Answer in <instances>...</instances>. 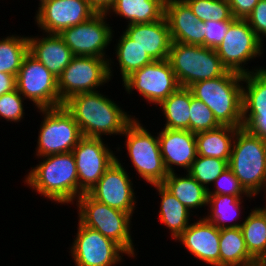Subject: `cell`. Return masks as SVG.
Returning <instances> with one entry per match:
<instances>
[{"label": "cell", "mask_w": 266, "mask_h": 266, "mask_svg": "<svg viewBox=\"0 0 266 266\" xmlns=\"http://www.w3.org/2000/svg\"><path fill=\"white\" fill-rule=\"evenodd\" d=\"M100 91L79 93L64 102L73 115L82 136L101 138L102 135H123L135 119Z\"/></svg>", "instance_id": "1"}, {"label": "cell", "mask_w": 266, "mask_h": 266, "mask_svg": "<svg viewBox=\"0 0 266 266\" xmlns=\"http://www.w3.org/2000/svg\"><path fill=\"white\" fill-rule=\"evenodd\" d=\"M43 159L28 172L24 182L51 201L73 203L78 199V175L73 153H59Z\"/></svg>", "instance_id": "2"}, {"label": "cell", "mask_w": 266, "mask_h": 266, "mask_svg": "<svg viewBox=\"0 0 266 266\" xmlns=\"http://www.w3.org/2000/svg\"><path fill=\"white\" fill-rule=\"evenodd\" d=\"M243 76L228 71L223 76L195 82L188 88L195 98L207 105L220 125L242 128Z\"/></svg>", "instance_id": "3"}, {"label": "cell", "mask_w": 266, "mask_h": 266, "mask_svg": "<svg viewBox=\"0 0 266 266\" xmlns=\"http://www.w3.org/2000/svg\"><path fill=\"white\" fill-rule=\"evenodd\" d=\"M234 138L228 167L244 190L254 197L262 189L266 190V139L243 127L236 131Z\"/></svg>", "instance_id": "4"}, {"label": "cell", "mask_w": 266, "mask_h": 266, "mask_svg": "<svg viewBox=\"0 0 266 266\" xmlns=\"http://www.w3.org/2000/svg\"><path fill=\"white\" fill-rule=\"evenodd\" d=\"M168 61L180 87H189L195 82L214 79L228 72L215 49L201 45L172 42Z\"/></svg>", "instance_id": "5"}, {"label": "cell", "mask_w": 266, "mask_h": 266, "mask_svg": "<svg viewBox=\"0 0 266 266\" xmlns=\"http://www.w3.org/2000/svg\"><path fill=\"white\" fill-rule=\"evenodd\" d=\"M79 222L100 232L118 243L130 257H135L133 240L130 233V213L112 208L83 193L77 200Z\"/></svg>", "instance_id": "6"}, {"label": "cell", "mask_w": 266, "mask_h": 266, "mask_svg": "<svg viewBox=\"0 0 266 266\" xmlns=\"http://www.w3.org/2000/svg\"><path fill=\"white\" fill-rule=\"evenodd\" d=\"M128 156L136 172L151 185L162 184L168 176L160 152L158 136L151 135L134 119L125 129Z\"/></svg>", "instance_id": "7"}, {"label": "cell", "mask_w": 266, "mask_h": 266, "mask_svg": "<svg viewBox=\"0 0 266 266\" xmlns=\"http://www.w3.org/2000/svg\"><path fill=\"white\" fill-rule=\"evenodd\" d=\"M110 61L107 57L74 56L58 77L60 106L73 95L95 92L97 87L109 82L112 76Z\"/></svg>", "instance_id": "8"}, {"label": "cell", "mask_w": 266, "mask_h": 266, "mask_svg": "<svg viewBox=\"0 0 266 266\" xmlns=\"http://www.w3.org/2000/svg\"><path fill=\"white\" fill-rule=\"evenodd\" d=\"M44 115L41 122L36 155L41 157L72 152L83 137L79 125L64 105L39 109Z\"/></svg>", "instance_id": "9"}, {"label": "cell", "mask_w": 266, "mask_h": 266, "mask_svg": "<svg viewBox=\"0 0 266 266\" xmlns=\"http://www.w3.org/2000/svg\"><path fill=\"white\" fill-rule=\"evenodd\" d=\"M16 89L25 99L31 100L37 109L60 106L58 78L29 52L16 76Z\"/></svg>", "instance_id": "10"}, {"label": "cell", "mask_w": 266, "mask_h": 266, "mask_svg": "<svg viewBox=\"0 0 266 266\" xmlns=\"http://www.w3.org/2000/svg\"><path fill=\"white\" fill-rule=\"evenodd\" d=\"M263 44L245 19H236L215 51L228 71L245 75L251 71L244 65L263 54Z\"/></svg>", "instance_id": "11"}, {"label": "cell", "mask_w": 266, "mask_h": 266, "mask_svg": "<svg viewBox=\"0 0 266 266\" xmlns=\"http://www.w3.org/2000/svg\"><path fill=\"white\" fill-rule=\"evenodd\" d=\"M122 82L127 93L136 89L149 103L156 105L180 87L168 59L154 60L134 71Z\"/></svg>", "instance_id": "12"}, {"label": "cell", "mask_w": 266, "mask_h": 266, "mask_svg": "<svg viewBox=\"0 0 266 266\" xmlns=\"http://www.w3.org/2000/svg\"><path fill=\"white\" fill-rule=\"evenodd\" d=\"M71 254L76 266H116L128 253L114 240L78 222Z\"/></svg>", "instance_id": "13"}, {"label": "cell", "mask_w": 266, "mask_h": 266, "mask_svg": "<svg viewBox=\"0 0 266 266\" xmlns=\"http://www.w3.org/2000/svg\"><path fill=\"white\" fill-rule=\"evenodd\" d=\"M103 140L83 136L72 150L78 175V198L88 193L116 161L117 157Z\"/></svg>", "instance_id": "14"}, {"label": "cell", "mask_w": 266, "mask_h": 266, "mask_svg": "<svg viewBox=\"0 0 266 266\" xmlns=\"http://www.w3.org/2000/svg\"><path fill=\"white\" fill-rule=\"evenodd\" d=\"M107 13H96L79 25L64 29L59 35L74 56L105 58V50L112 41L113 30L106 23Z\"/></svg>", "instance_id": "15"}, {"label": "cell", "mask_w": 266, "mask_h": 266, "mask_svg": "<svg viewBox=\"0 0 266 266\" xmlns=\"http://www.w3.org/2000/svg\"><path fill=\"white\" fill-rule=\"evenodd\" d=\"M36 12V23L46 34H60L97 13L88 0H40Z\"/></svg>", "instance_id": "16"}, {"label": "cell", "mask_w": 266, "mask_h": 266, "mask_svg": "<svg viewBox=\"0 0 266 266\" xmlns=\"http://www.w3.org/2000/svg\"><path fill=\"white\" fill-rule=\"evenodd\" d=\"M125 170L116 158L88 194L101 203L133 215L135 192L129 173Z\"/></svg>", "instance_id": "17"}, {"label": "cell", "mask_w": 266, "mask_h": 266, "mask_svg": "<svg viewBox=\"0 0 266 266\" xmlns=\"http://www.w3.org/2000/svg\"><path fill=\"white\" fill-rule=\"evenodd\" d=\"M164 16L173 42L205 47V23L194 15L184 0H166Z\"/></svg>", "instance_id": "18"}, {"label": "cell", "mask_w": 266, "mask_h": 266, "mask_svg": "<svg viewBox=\"0 0 266 266\" xmlns=\"http://www.w3.org/2000/svg\"><path fill=\"white\" fill-rule=\"evenodd\" d=\"M201 261L220 266V229L205 218L190 224L176 239Z\"/></svg>", "instance_id": "19"}, {"label": "cell", "mask_w": 266, "mask_h": 266, "mask_svg": "<svg viewBox=\"0 0 266 266\" xmlns=\"http://www.w3.org/2000/svg\"><path fill=\"white\" fill-rule=\"evenodd\" d=\"M158 139L168 174L175 171L172 165L183 167L188 171L198 155L195 133L189 130L163 128L158 134Z\"/></svg>", "instance_id": "20"}, {"label": "cell", "mask_w": 266, "mask_h": 266, "mask_svg": "<svg viewBox=\"0 0 266 266\" xmlns=\"http://www.w3.org/2000/svg\"><path fill=\"white\" fill-rule=\"evenodd\" d=\"M124 33L154 60H166L172 45L165 16L156 22L129 24Z\"/></svg>", "instance_id": "21"}, {"label": "cell", "mask_w": 266, "mask_h": 266, "mask_svg": "<svg viewBox=\"0 0 266 266\" xmlns=\"http://www.w3.org/2000/svg\"><path fill=\"white\" fill-rule=\"evenodd\" d=\"M28 37V52L38 59L55 77H59L74 55L59 34Z\"/></svg>", "instance_id": "22"}, {"label": "cell", "mask_w": 266, "mask_h": 266, "mask_svg": "<svg viewBox=\"0 0 266 266\" xmlns=\"http://www.w3.org/2000/svg\"><path fill=\"white\" fill-rule=\"evenodd\" d=\"M166 0H116L108 10L125 17L129 24L150 23L161 20L165 14Z\"/></svg>", "instance_id": "23"}, {"label": "cell", "mask_w": 266, "mask_h": 266, "mask_svg": "<svg viewBox=\"0 0 266 266\" xmlns=\"http://www.w3.org/2000/svg\"><path fill=\"white\" fill-rule=\"evenodd\" d=\"M238 129L232 126L220 125L218 128L196 133L197 154L229 162L232 143Z\"/></svg>", "instance_id": "24"}, {"label": "cell", "mask_w": 266, "mask_h": 266, "mask_svg": "<svg viewBox=\"0 0 266 266\" xmlns=\"http://www.w3.org/2000/svg\"><path fill=\"white\" fill-rule=\"evenodd\" d=\"M162 185L189 211L208 205V190L198 183L188 172L186 176L169 173Z\"/></svg>", "instance_id": "25"}, {"label": "cell", "mask_w": 266, "mask_h": 266, "mask_svg": "<svg viewBox=\"0 0 266 266\" xmlns=\"http://www.w3.org/2000/svg\"><path fill=\"white\" fill-rule=\"evenodd\" d=\"M240 229L249 254L258 263H266V206L251 210Z\"/></svg>", "instance_id": "26"}, {"label": "cell", "mask_w": 266, "mask_h": 266, "mask_svg": "<svg viewBox=\"0 0 266 266\" xmlns=\"http://www.w3.org/2000/svg\"><path fill=\"white\" fill-rule=\"evenodd\" d=\"M220 266H257L247 251L240 227L220 230Z\"/></svg>", "instance_id": "27"}, {"label": "cell", "mask_w": 266, "mask_h": 266, "mask_svg": "<svg viewBox=\"0 0 266 266\" xmlns=\"http://www.w3.org/2000/svg\"><path fill=\"white\" fill-rule=\"evenodd\" d=\"M153 186L161 196L159 219L169 228L172 238L177 239L190 225V211L162 184H154Z\"/></svg>", "instance_id": "28"}, {"label": "cell", "mask_w": 266, "mask_h": 266, "mask_svg": "<svg viewBox=\"0 0 266 266\" xmlns=\"http://www.w3.org/2000/svg\"><path fill=\"white\" fill-rule=\"evenodd\" d=\"M191 91L188 87H179L159 105L166 118L164 128L190 131Z\"/></svg>", "instance_id": "29"}, {"label": "cell", "mask_w": 266, "mask_h": 266, "mask_svg": "<svg viewBox=\"0 0 266 266\" xmlns=\"http://www.w3.org/2000/svg\"><path fill=\"white\" fill-rule=\"evenodd\" d=\"M242 198L230 195H208L207 206H210V213L204 218L213 223L218 229L238 228L242 223L226 224L234 221L241 213L240 206ZM239 212V214H238Z\"/></svg>", "instance_id": "30"}, {"label": "cell", "mask_w": 266, "mask_h": 266, "mask_svg": "<svg viewBox=\"0 0 266 266\" xmlns=\"http://www.w3.org/2000/svg\"><path fill=\"white\" fill-rule=\"evenodd\" d=\"M115 51L119 62L122 81L134 71L139 70L153 61L147 53L124 32L120 40H118Z\"/></svg>", "instance_id": "31"}, {"label": "cell", "mask_w": 266, "mask_h": 266, "mask_svg": "<svg viewBox=\"0 0 266 266\" xmlns=\"http://www.w3.org/2000/svg\"><path fill=\"white\" fill-rule=\"evenodd\" d=\"M255 69L243 76L242 111H266V69Z\"/></svg>", "instance_id": "32"}, {"label": "cell", "mask_w": 266, "mask_h": 266, "mask_svg": "<svg viewBox=\"0 0 266 266\" xmlns=\"http://www.w3.org/2000/svg\"><path fill=\"white\" fill-rule=\"evenodd\" d=\"M28 53V37L8 36L0 40V72L17 76Z\"/></svg>", "instance_id": "33"}, {"label": "cell", "mask_w": 266, "mask_h": 266, "mask_svg": "<svg viewBox=\"0 0 266 266\" xmlns=\"http://www.w3.org/2000/svg\"><path fill=\"white\" fill-rule=\"evenodd\" d=\"M227 168L228 161L226 160L197 155L187 172L208 190V185L214 183Z\"/></svg>", "instance_id": "34"}, {"label": "cell", "mask_w": 266, "mask_h": 266, "mask_svg": "<svg viewBox=\"0 0 266 266\" xmlns=\"http://www.w3.org/2000/svg\"><path fill=\"white\" fill-rule=\"evenodd\" d=\"M201 21L236 20L227 0H184Z\"/></svg>", "instance_id": "35"}, {"label": "cell", "mask_w": 266, "mask_h": 266, "mask_svg": "<svg viewBox=\"0 0 266 266\" xmlns=\"http://www.w3.org/2000/svg\"><path fill=\"white\" fill-rule=\"evenodd\" d=\"M220 124L215 119L213 112L201 100L195 98L191 92L190 103V131L199 133L218 128Z\"/></svg>", "instance_id": "36"}, {"label": "cell", "mask_w": 266, "mask_h": 266, "mask_svg": "<svg viewBox=\"0 0 266 266\" xmlns=\"http://www.w3.org/2000/svg\"><path fill=\"white\" fill-rule=\"evenodd\" d=\"M213 191L208 189V195H230L242 198L243 194L249 198L253 197L249 195L244 188L241 186L239 179L234 175L231 169L228 167L226 170L219 175L214 181Z\"/></svg>", "instance_id": "37"}, {"label": "cell", "mask_w": 266, "mask_h": 266, "mask_svg": "<svg viewBox=\"0 0 266 266\" xmlns=\"http://www.w3.org/2000/svg\"><path fill=\"white\" fill-rule=\"evenodd\" d=\"M25 99L17 89L0 96V116L7 121L19 122L23 119Z\"/></svg>", "instance_id": "38"}, {"label": "cell", "mask_w": 266, "mask_h": 266, "mask_svg": "<svg viewBox=\"0 0 266 266\" xmlns=\"http://www.w3.org/2000/svg\"><path fill=\"white\" fill-rule=\"evenodd\" d=\"M235 20L227 21H205V47L216 49L226 36L229 26Z\"/></svg>", "instance_id": "39"}, {"label": "cell", "mask_w": 266, "mask_h": 266, "mask_svg": "<svg viewBox=\"0 0 266 266\" xmlns=\"http://www.w3.org/2000/svg\"><path fill=\"white\" fill-rule=\"evenodd\" d=\"M242 127L266 139V111H242Z\"/></svg>", "instance_id": "40"}, {"label": "cell", "mask_w": 266, "mask_h": 266, "mask_svg": "<svg viewBox=\"0 0 266 266\" xmlns=\"http://www.w3.org/2000/svg\"><path fill=\"white\" fill-rule=\"evenodd\" d=\"M245 20L263 42L266 37V0H260Z\"/></svg>", "instance_id": "41"}, {"label": "cell", "mask_w": 266, "mask_h": 266, "mask_svg": "<svg viewBox=\"0 0 266 266\" xmlns=\"http://www.w3.org/2000/svg\"><path fill=\"white\" fill-rule=\"evenodd\" d=\"M260 0H228L235 19H246Z\"/></svg>", "instance_id": "42"}, {"label": "cell", "mask_w": 266, "mask_h": 266, "mask_svg": "<svg viewBox=\"0 0 266 266\" xmlns=\"http://www.w3.org/2000/svg\"><path fill=\"white\" fill-rule=\"evenodd\" d=\"M16 89V76L0 72V96Z\"/></svg>", "instance_id": "43"}, {"label": "cell", "mask_w": 266, "mask_h": 266, "mask_svg": "<svg viewBox=\"0 0 266 266\" xmlns=\"http://www.w3.org/2000/svg\"><path fill=\"white\" fill-rule=\"evenodd\" d=\"M116 0H88L91 7L97 13H107Z\"/></svg>", "instance_id": "44"}, {"label": "cell", "mask_w": 266, "mask_h": 266, "mask_svg": "<svg viewBox=\"0 0 266 266\" xmlns=\"http://www.w3.org/2000/svg\"><path fill=\"white\" fill-rule=\"evenodd\" d=\"M257 266H266V263H259Z\"/></svg>", "instance_id": "45"}]
</instances>
